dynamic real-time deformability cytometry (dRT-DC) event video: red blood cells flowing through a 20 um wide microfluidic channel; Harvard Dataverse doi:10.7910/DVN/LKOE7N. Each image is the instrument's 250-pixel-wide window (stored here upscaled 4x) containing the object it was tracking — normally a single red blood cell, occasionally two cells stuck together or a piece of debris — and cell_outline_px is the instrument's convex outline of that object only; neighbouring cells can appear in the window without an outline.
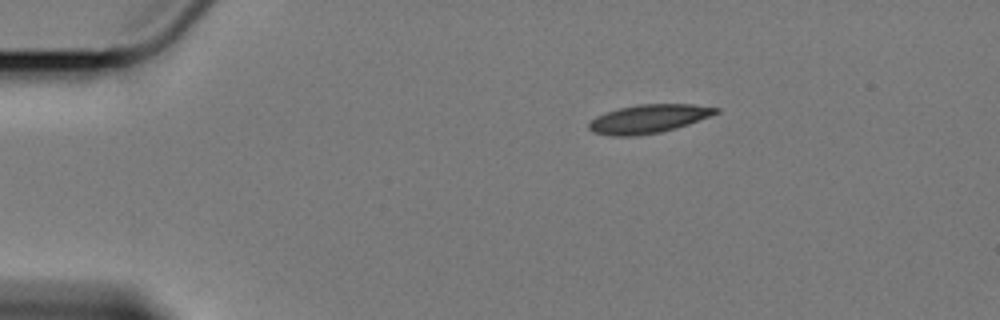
{"species": "Egyptian fruit bat (a non-hibernating species)", "species_latin": "Rousettus aegyptiacus", "temperature_condition": "cold", "stored_images_in_passage": 49, "camera_frame_rate_fps": 3000, "um_per_image_px": 0.085, "animal": {"sex": "female"}, "frame": {"image": 1, "passage_image": 1, "time_ms": 0.0, "image_size_px": [1000, 320], "cell_outline_px": [[720, 112], [688, 124], [676, 128], [660, 132], [636, 136], [612, 136], [592, 132], [588, 128], [588, 124], [596, 116], [604, 112], [636, 104], [692, 104], [720, 108]], "centroid_in_image_um": [55.11, 10.1], "position_along_channel_um": 29.9, "area_um2": 21.15}}
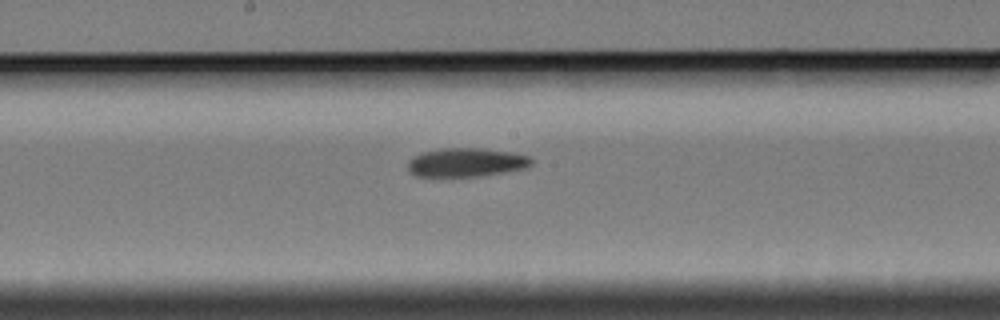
{"frame": {"image": 2, "passage_image": 22, "time_ms": 7.0, "image_size_px": [1000, 320], "cell_outline_px": [[532, 164], [528, 168], [480, 176], [416, 176], [408, 172], [408, 160], [412, 156], [420, 152], [440, 148], [484, 148], [508, 152], [528, 156], [532, 160]], "centroid_in_image_um": [39.58, 13.8], "position_along_channel_um": 208.6, "area_um2": 20.87}}
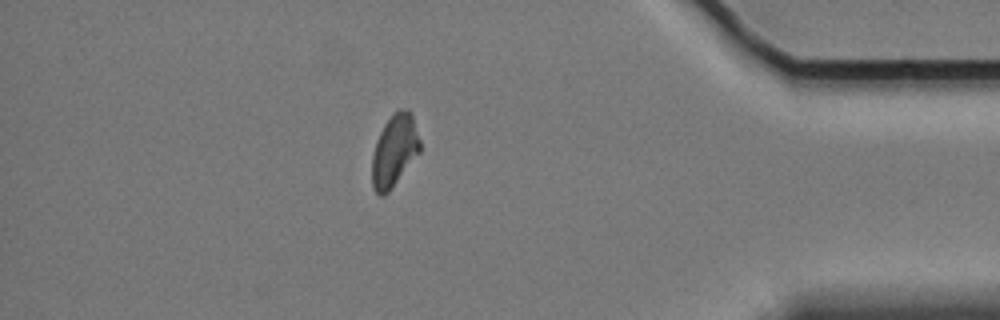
{"frame": {"image": 3, "passage_image": 42, "time_ms": 13.667, "image_size_px": [1000, 320], "cell_outline_px": [[420, 152], [392, 188], [384, 196], [380, 196], [372, 188], [372, 156], [376, 140], [384, 124], [392, 112], [396, 108], [408, 108], [412, 112], [420, 140]], "centroid_in_image_um": [33.53, 12.76], "position_along_channel_um": 401.7, "area_um2": 20.52}}